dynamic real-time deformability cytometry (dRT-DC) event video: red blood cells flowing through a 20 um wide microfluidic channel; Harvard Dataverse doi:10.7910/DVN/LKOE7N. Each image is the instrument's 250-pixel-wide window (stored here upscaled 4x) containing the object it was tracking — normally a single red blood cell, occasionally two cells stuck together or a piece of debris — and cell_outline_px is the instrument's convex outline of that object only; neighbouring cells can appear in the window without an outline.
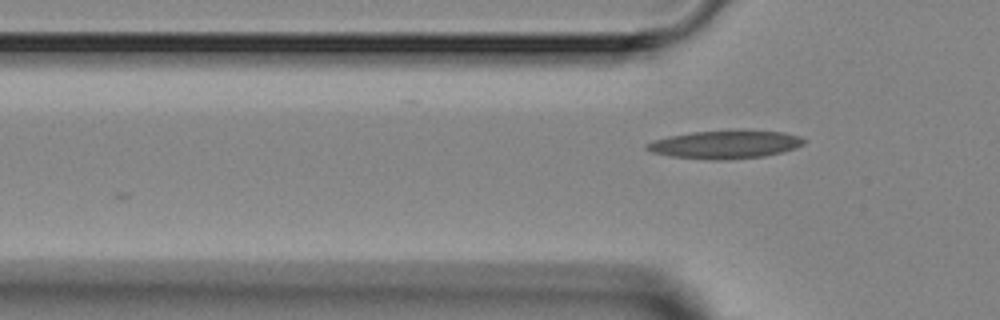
{"species": "Egyptian fruit bat (a non-hibernating species)", "species_latin": "Rousettus aegyptiacus", "temperature_condition": "room temperature", "stored_images_in_passage": 2, "camera_frame_rate_fps": 3000, "um_per_image_px": 0.085, "animal": {"sex": "female"}, "frame": {"image": 1, "passage_image": 2, "time_ms": 1.0, "image_size_px": [1000, 320], "cell_outline_px": [[808, 140], [804, 144], [796, 148], [764, 156], [728, 160], [708, 160], [672, 156], [652, 152], [644, 148], [644, 144], [652, 140], [668, 136], [692, 132], [732, 128], [748, 128], [784, 132], [800, 136]], "centroid_in_image_um": [61.68, 12.24], "position_along_channel_um": 64.1, "area_um2": 26.88}}